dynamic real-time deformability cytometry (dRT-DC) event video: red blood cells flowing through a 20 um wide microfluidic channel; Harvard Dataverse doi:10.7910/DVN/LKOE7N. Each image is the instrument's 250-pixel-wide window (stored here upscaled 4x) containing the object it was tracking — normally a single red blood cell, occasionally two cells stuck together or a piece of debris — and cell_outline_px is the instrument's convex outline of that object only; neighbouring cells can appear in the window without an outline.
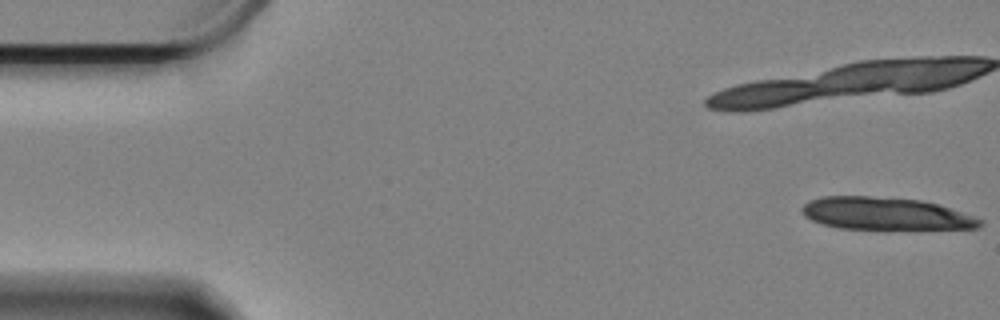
{"species": "Egyptian fruit bat (a non-hibernating species)", "species_latin": "Rousettus aegyptiacus", "temperature_condition": "cold", "stored_images_in_passage": 15, "camera_frame_rate_fps": 3000, "um_per_image_px": 0.085, "animal": {"sex": "female"}, "frame": {"image": 1, "passage_image": 1, "time_ms": 0.0, "image_size_px": [1000, 320], "cell_outline_px": [[984, 224], [980, 228], [884, 232], [840, 228], [824, 224], [812, 220], [804, 216], [800, 208], [808, 200], [820, 196], [868, 196], [920, 200], [936, 204], [984, 220]], "centroid_in_image_um": [75.28, 18.22], "position_along_channel_um": 9.7, "area_um2": 35.08}}